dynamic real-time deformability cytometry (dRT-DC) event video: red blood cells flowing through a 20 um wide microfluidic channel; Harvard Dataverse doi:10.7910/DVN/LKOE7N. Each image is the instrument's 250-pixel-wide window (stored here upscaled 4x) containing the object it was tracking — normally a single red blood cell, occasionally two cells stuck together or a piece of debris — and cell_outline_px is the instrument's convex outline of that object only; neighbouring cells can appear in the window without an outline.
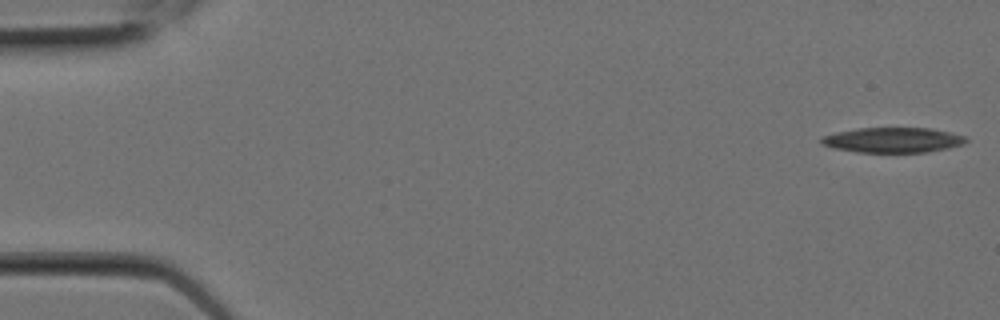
{"species": "Egyptian fruit bat (a non-hibernating species)", "species_latin": "Rousettus aegyptiacus", "temperature_condition": "room temperature", "stored_images_in_passage": 7, "camera_frame_rate_fps": 3000, "um_per_image_px": 0.085, "animal": {"sex": "female"}, "frame": {"image": 1, "passage_image": 1, "time_ms": 0.0, "image_size_px": [1000, 320], "cell_outline_px": [[968, 140], [964, 144], [948, 148], [928, 152], [856, 152], [832, 148], [820, 144], [820, 136], [836, 132], [856, 128], [928, 128], [948, 132], [964, 136]], "centroid_in_image_um": [75.83, 11.9], "position_along_channel_um": 9.2, "area_um2": 21.27}}
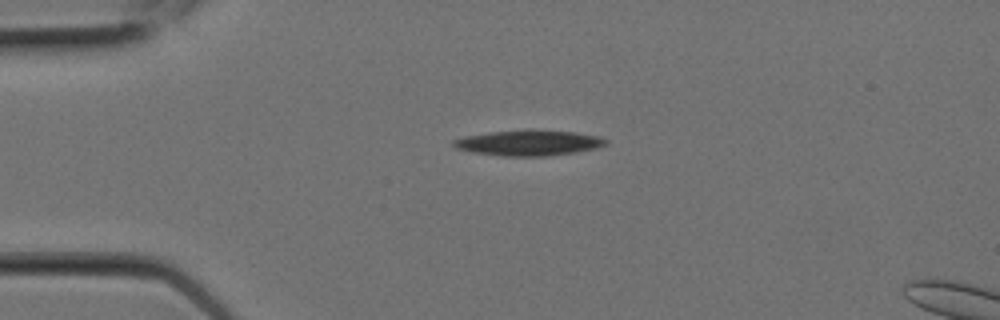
{"frame": {"image": 2, "passage_image": 5, "time_ms": 1.333, "image_size_px": [1000, 320], "cell_outline_px": [[608, 144], [596, 148], [576, 152], [544, 156], [504, 156], [472, 152], [456, 148], [452, 144], [452, 140], [464, 136], [488, 132], [524, 128], [532, 128], [576, 132], [600, 136], [608, 140]], "centroid_in_image_um": [44.95, 12.11], "position_along_channel_um": 40.0, "area_um2": 23.24}}